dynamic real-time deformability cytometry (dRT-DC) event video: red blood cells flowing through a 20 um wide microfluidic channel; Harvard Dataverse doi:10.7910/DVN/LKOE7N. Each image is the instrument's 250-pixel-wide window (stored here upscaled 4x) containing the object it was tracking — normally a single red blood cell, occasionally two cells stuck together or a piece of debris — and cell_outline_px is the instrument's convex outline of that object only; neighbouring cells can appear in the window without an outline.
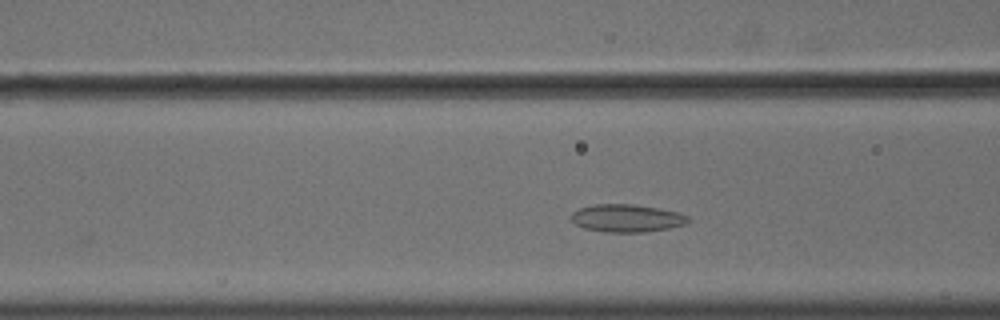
{"species": "common noctule bat (a hibernating species)", "species_latin": "Nyctalus noctula", "temperature_condition": "cold", "stored_images_in_passage": 29, "camera_frame_rate_fps": 3000, "um_per_image_px": 0.085, "animal": {"sex": "male", "body_mass_g": 18.8}, "frame": {"image": 1, "passage_image": 10, "time_ms": 3.0, "image_size_px": [1000, 320], "cell_outline_px": [[692, 220], [684, 224], [668, 228], [644, 232], [604, 232], [584, 228], [576, 224], [572, 220], [572, 212], [580, 208], [592, 204], [632, 204], [660, 208], [676, 212], [688, 216]], "centroid_in_image_um": [53.27, 18.54], "position_along_channel_um": 113.3, "area_um2": 18.84}}
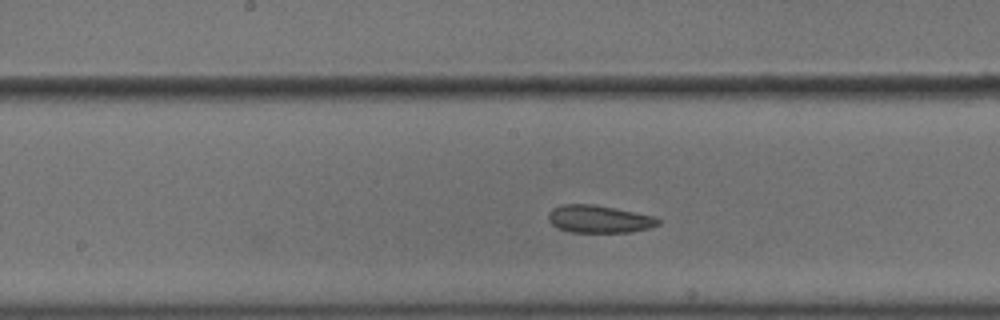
{"frame": {"image": 2, "passage_image": 17, "time_ms": 5.333, "image_size_px": [1000, 320], "cell_outline_px": [[660, 224], [648, 228], [632, 232], [568, 232], [556, 228], [548, 220], [548, 212], [552, 208], [560, 204], [592, 204], [656, 216], [660, 220]], "centroid_in_image_um": [50.89, 18.62], "position_along_channel_um": 197.3, "area_um2": 17.8}}
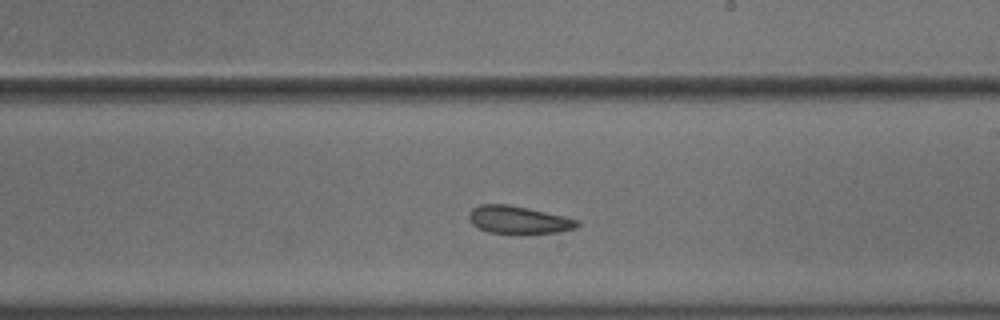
{"frame": {"image": 3, "passage_image": 21, "time_ms": 6.667, "image_size_px": [1000, 320], "cell_outline_px": [[580, 224], [576, 228], [560, 232], [524, 236], [488, 232], [472, 224], [468, 216], [468, 212], [472, 208], [480, 204], [508, 204], [528, 208], [564, 216], [580, 220]], "centroid_in_image_um": [44.1, 18.72], "position_along_channel_um": 244.9, "area_um2": 18.21}}